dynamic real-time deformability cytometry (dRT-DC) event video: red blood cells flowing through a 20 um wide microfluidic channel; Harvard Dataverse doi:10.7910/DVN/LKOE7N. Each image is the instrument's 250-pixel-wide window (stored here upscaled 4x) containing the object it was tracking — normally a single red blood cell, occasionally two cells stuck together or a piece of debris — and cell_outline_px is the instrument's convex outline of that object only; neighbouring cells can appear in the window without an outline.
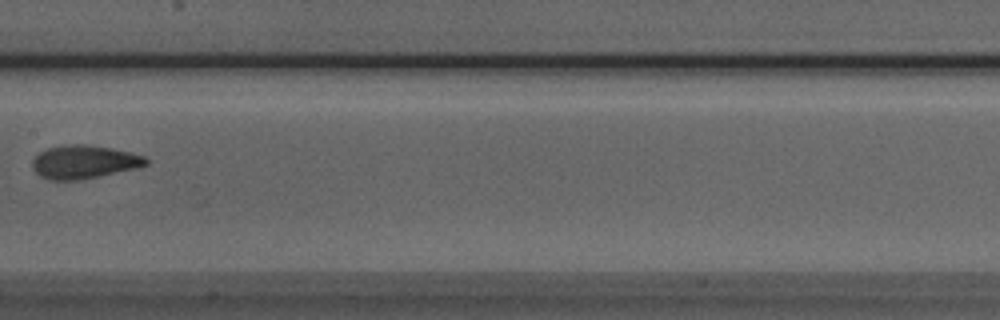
{"species": "Egyptian fruit bat (a non-hibernating species)", "species_latin": "Rousettus aegyptiacus", "temperature_condition": "room temperature", "stored_images_in_passage": 6, "camera_frame_rate_fps": 3000, "um_per_image_px": 0.085, "animal": {"sex": "male"}, "frame": {"image": 1, "passage_image": 5, "time_ms": 4.667, "image_size_px": [1000, 320], "cell_outline_px": [[148, 164], [136, 168], [100, 176], [80, 180], [48, 180], [40, 176], [32, 168], [32, 160], [40, 152], [48, 148], [72, 144], [84, 144], [112, 148], [144, 156], [148, 160]], "centroid_in_image_um": [7.13, 13.77], "position_along_channel_um": 200.3, "area_um2": 21.96}}
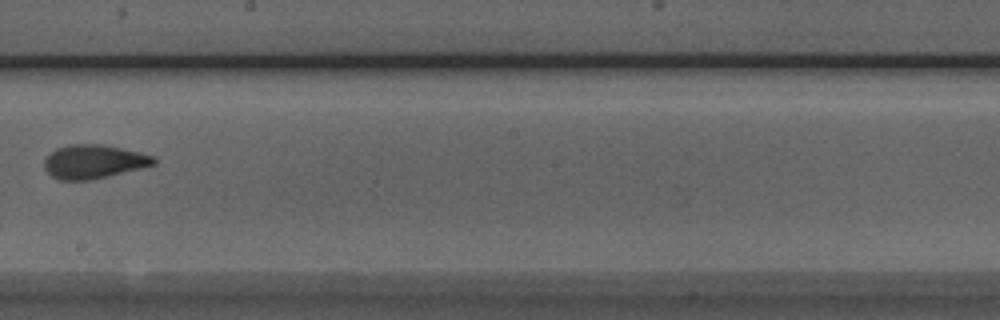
{"frame": {"image": 2, "passage_image": 6, "time_ms": 5.667, "image_size_px": [1000, 320], "cell_outline_px": [[156, 164], [92, 180], [60, 180], [52, 176], [44, 168], [44, 160], [56, 148], [68, 144], [100, 144], [140, 152], [156, 156]], "centroid_in_image_um": [7.97, 13.74], "position_along_channel_um": 240.2, "area_um2": 21.5}}